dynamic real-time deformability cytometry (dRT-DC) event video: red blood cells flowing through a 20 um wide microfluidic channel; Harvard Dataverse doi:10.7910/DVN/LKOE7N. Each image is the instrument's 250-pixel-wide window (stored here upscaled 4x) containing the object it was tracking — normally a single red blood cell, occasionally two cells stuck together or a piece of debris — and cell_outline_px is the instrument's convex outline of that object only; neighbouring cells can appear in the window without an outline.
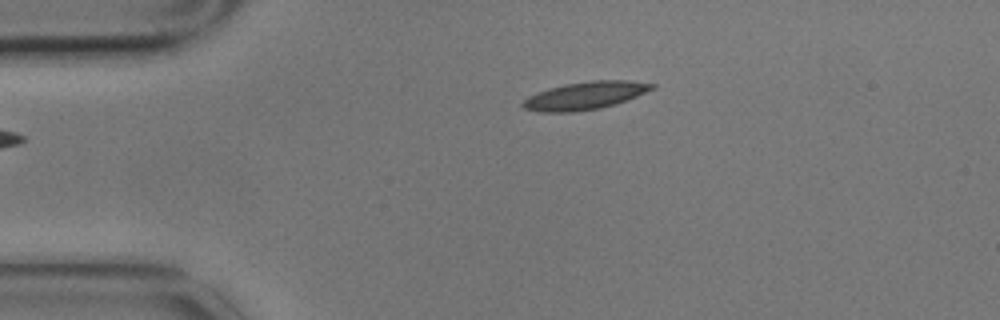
{"species": "common noctule bat (a hibernating species)", "species_latin": "Nyctalus noctula", "temperature_condition": "cold", "stored_images_in_passage": 2, "camera_frame_rate_fps": 3000, "um_per_image_px": 0.085, "animal": {"sex": "male", "body_mass_g": 17.9}, "frame": {"image": 1, "passage_image": 1, "time_ms": 0.0, "image_size_px": [1000, 320], "cell_outline_px": [[656, 88], [616, 104], [600, 108], [576, 112], [540, 112], [524, 108], [520, 104], [528, 96], [536, 92], [548, 88], [564, 84], [592, 80], [628, 80], [656, 84]], "centroid_in_image_um": [49.72, 8.12], "position_along_channel_um": 35.3, "area_um2": 21.04}}